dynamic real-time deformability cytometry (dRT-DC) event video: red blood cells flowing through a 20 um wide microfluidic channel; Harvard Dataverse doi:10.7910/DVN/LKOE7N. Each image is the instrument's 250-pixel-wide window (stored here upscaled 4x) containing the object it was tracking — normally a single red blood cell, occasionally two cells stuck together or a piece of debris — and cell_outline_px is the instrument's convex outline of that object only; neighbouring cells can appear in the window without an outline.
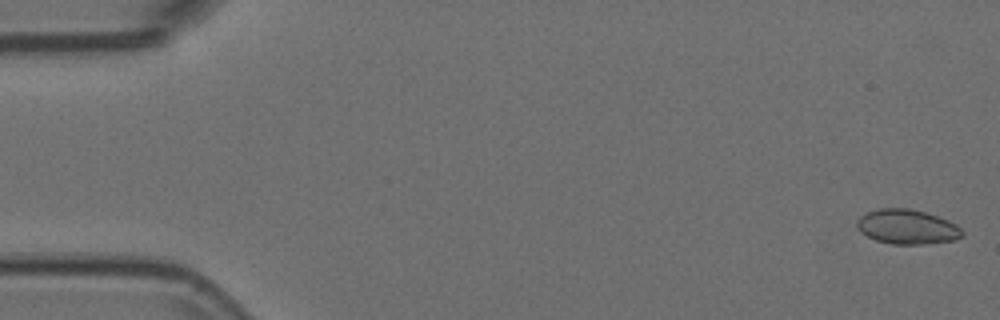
{"species": "Egyptian fruit bat (a non-hibernating species)", "species_latin": "Rousettus aegyptiacus", "temperature_condition": "room temperature", "stored_images_in_passage": 8, "camera_frame_rate_fps": 3000, "um_per_image_px": 0.085, "animal": {"sex": "female"}, "frame": {"image": 1, "passage_image": 1, "time_ms": 0.0, "image_size_px": [1000, 320], "cell_outline_px": [[964, 236], [952, 240], [920, 244], [892, 244], [876, 240], [860, 232], [856, 228], [856, 220], [860, 216], [868, 212], [880, 208], [908, 208], [924, 212], [948, 220], [956, 224], [964, 232]], "centroid_in_image_um": [77.08, 19.28], "position_along_channel_um": 7.9, "area_um2": 21.15}}